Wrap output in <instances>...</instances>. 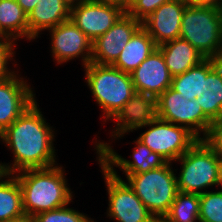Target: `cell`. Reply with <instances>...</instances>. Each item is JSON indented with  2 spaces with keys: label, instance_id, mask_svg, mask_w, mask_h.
Returning a JSON list of instances; mask_svg holds the SVG:
<instances>
[{
  "label": "cell",
  "instance_id": "30bf717a",
  "mask_svg": "<svg viewBox=\"0 0 222 222\" xmlns=\"http://www.w3.org/2000/svg\"><path fill=\"white\" fill-rule=\"evenodd\" d=\"M98 139L93 142L96 150L97 161H99L106 168L118 167L123 174L127 177L130 174H138L150 171L153 168H159L163 166L167 161L158 153L150 150L143 142L138 138L133 141L136 145L132 150L130 157L132 160H128L119 155L110 146L111 143L104 142Z\"/></svg>",
  "mask_w": 222,
  "mask_h": 222
},
{
  "label": "cell",
  "instance_id": "836d02e7",
  "mask_svg": "<svg viewBox=\"0 0 222 222\" xmlns=\"http://www.w3.org/2000/svg\"><path fill=\"white\" fill-rule=\"evenodd\" d=\"M6 222H34L33 216H30L28 214H23L20 217L10 219L9 221Z\"/></svg>",
  "mask_w": 222,
  "mask_h": 222
},
{
  "label": "cell",
  "instance_id": "2e32d148",
  "mask_svg": "<svg viewBox=\"0 0 222 222\" xmlns=\"http://www.w3.org/2000/svg\"><path fill=\"white\" fill-rule=\"evenodd\" d=\"M187 5L186 0H171L158 7L142 22V27L157 46L180 38L182 15Z\"/></svg>",
  "mask_w": 222,
  "mask_h": 222
},
{
  "label": "cell",
  "instance_id": "52a82bcc",
  "mask_svg": "<svg viewBox=\"0 0 222 222\" xmlns=\"http://www.w3.org/2000/svg\"><path fill=\"white\" fill-rule=\"evenodd\" d=\"M108 194L107 217L116 222H157L133 189L115 168H106L99 161Z\"/></svg>",
  "mask_w": 222,
  "mask_h": 222
},
{
  "label": "cell",
  "instance_id": "9a60e30c",
  "mask_svg": "<svg viewBox=\"0 0 222 222\" xmlns=\"http://www.w3.org/2000/svg\"><path fill=\"white\" fill-rule=\"evenodd\" d=\"M157 117L156 98L145 93L135 92L128 102L111 119V140L123 138L126 133L144 128Z\"/></svg>",
  "mask_w": 222,
  "mask_h": 222
},
{
  "label": "cell",
  "instance_id": "f546056e",
  "mask_svg": "<svg viewBox=\"0 0 222 222\" xmlns=\"http://www.w3.org/2000/svg\"><path fill=\"white\" fill-rule=\"evenodd\" d=\"M206 140L222 156V118L213 123L211 132Z\"/></svg>",
  "mask_w": 222,
  "mask_h": 222
},
{
  "label": "cell",
  "instance_id": "7402d4cb",
  "mask_svg": "<svg viewBox=\"0 0 222 222\" xmlns=\"http://www.w3.org/2000/svg\"><path fill=\"white\" fill-rule=\"evenodd\" d=\"M0 36L28 40V16L16 0H0Z\"/></svg>",
  "mask_w": 222,
  "mask_h": 222
},
{
  "label": "cell",
  "instance_id": "ba28073f",
  "mask_svg": "<svg viewBox=\"0 0 222 222\" xmlns=\"http://www.w3.org/2000/svg\"><path fill=\"white\" fill-rule=\"evenodd\" d=\"M157 117L187 128L198 139H207L213 122L203 113L196 99L188 100L169 87L156 98ZM203 134V135H202Z\"/></svg>",
  "mask_w": 222,
  "mask_h": 222
},
{
  "label": "cell",
  "instance_id": "ffe728a7",
  "mask_svg": "<svg viewBox=\"0 0 222 222\" xmlns=\"http://www.w3.org/2000/svg\"><path fill=\"white\" fill-rule=\"evenodd\" d=\"M157 48L163 54L172 77L183 74L205 59L197 49L182 38L165 42Z\"/></svg>",
  "mask_w": 222,
  "mask_h": 222
},
{
  "label": "cell",
  "instance_id": "3957f363",
  "mask_svg": "<svg viewBox=\"0 0 222 222\" xmlns=\"http://www.w3.org/2000/svg\"><path fill=\"white\" fill-rule=\"evenodd\" d=\"M85 82L98 104L104 122L111 120L135 93L131 74L112 65L90 62L84 67Z\"/></svg>",
  "mask_w": 222,
  "mask_h": 222
},
{
  "label": "cell",
  "instance_id": "d6986e66",
  "mask_svg": "<svg viewBox=\"0 0 222 222\" xmlns=\"http://www.w3.org/2000/svg\"><path fill=\"white\" fill-rule=\"evenodd\" d=\"M220 62L205 58L183 74L172 77L171 88L188 100L199 98L208 87V73Z\"/></svg>",
  "mask_w": 222,
  "mask_h": 222
},
{
  "label": "cell",
  "instance_id": "9c48e42d",
  "mask_svg": "<svg viewBox=\"0 0 222 222\" xmlns=\"http://www.w3.org/2000/svg\"><path fill=\"white\" fill-rule=\"evenodd\" d=\"M145 127L138 139L167 162H175L199 139L187 128L156 117ZM173 161V162H172Z\"/></svg>",
  "mask_w": 222,
  "mask_h": 222
},
{
  "label": "cell",
  "instance_id": "4dcf8cb0",
  "mask_svg": "<svg viewBox=\"0 0 222 222\" xmlns=\"http://www.w3.org/2000/svg\"><path fill=\"white\" fill-rule=\"evenodd\" d=\"M188 4L203 5V6H216L222 8V0H186Z\"/></svg>",
  "mask_w": 222,
  "mask_h": 222
},
{
  "label": "cell",
  "instance_id": "8992f818",
  "mask_svg": "<svg viewBox=\"0 0 222 222\" xmlns=\"http://www.w3.org/2000/svg\"><path fill=\"white\" fill-rule=\"evenodd\" d=\"M171 162L159 168L138 174H130L126 182L143 202L148 211L161 221L169 212L179 190L177 177Z\"/></svg>",
  "mask_w": 222,
  "mask_h": 222
},
{
  "label": "cell",
  "instance_id": "d6a6232c",
  "mask_svg": "<svg viewBox=\"0 0 222 222\" xmlns=\"http://www.w3.org/2000/svg\"><path fill=\"white\" fill-rule=\"evenodd\" d=\"M104 3L121 7L125 12L131 7L133 0H100Z\"/></svg>",
  "mask_w": 222,
  "mask_h": 222
},
{
  "label": "cell",
  "instance_id": "5b68a950",
  "mask_svg": "<svg viewBox=\"0 0 222 222\" xmlns=\"http://www.w3.org/2000/svg\"><path fill=\"white\" fill-rule=\"evenodd\" d=\"M221 159L222 156L206 139H199L176 160L181 163V171L176 176L178 190L202 194L208 188L218 187Z\"/></svg>",
  "mask_w": 222,
  "mask_h": 222
},
{
  "label": "cell",
  "instance_id": "603a6c76",
  "mask_svg": "<svg viewBox=\"0 0 222 222\" xmlns=\"http://www.w3.org/2000/svg\"><path fill=\"white\" fill-rule=\"evenodd\" d=\"M23 214L22 192L18 179L14 174L0 172V222Z\"/></svg>",
  "mask_w": 222,
  "mask_h": 222
},
{
  "label": "cell",
  "instance_id": "e0dca14e",
  "mask_svg": "<svg viewBox=\"0 0 222 222\" xmlns=\"http://www.w3.org/2000/svg\"><path fill=\"white\" fill-rule=\"evenodd\" d=\"M135 92L145 93L158 98L171 87L172 76L161 51L156 48L131 73Z\"/></svg>",
  "mask_w": 222,
  "mask_h": 222
},
{
  "label": "cell",
  "instance_id": "5bb4252c",
  "mask_svg": "<svg viewBox=\"0 0 222 222\" xmlns=\"http://www.w3.org/2000/svg\"><path fill=\"white\" fill-rule=\"evenodd\" d=\"M18 73L0 81V134L36 101L35 90Z\"/></svg>",
  "mask_w": 222,
  "mask_h": 222
},
{
  "label": "cell",
  "instance_id": "8fae6325",
  "mask_svg": "<svg viewBox=\"0 0 222 222\" xmlns=\"http://www.w3.org/2000/svg\"><path fill=\"white\" fill-rule=\"evenodd\" d=\"M47 31H49L51 37L50 51L58 65L75 58H81L84 67L91 62L92 40L71 19Z\"/></svg>",
  "mask_w": 222,
  "mask_h": 222
},
{
  "label": "cell",
  "instance_id": "1f68e13d",
  "mask_svg": "<svg viewBox=\"0 0 222 222\" xmlns=\"http://www.w3.org/2000/svg\"><path fill=\"white\" fill-rule=\"evenodd\" d=\"M16 1L27 15L34 9V7L39 2V0H16Z\"/></svg>",
  "mask_w": 222,
  "mask_h": 222
},
{
  "label": "cell",
  "instance_id": "83f0119b",
  "mask_svg": "<svg viewBox=\"0 0 222 222\" xmlns=\"http://www.w3.org/2000/svg\"><path fill=\"white\" fill-rule=\"evenodd\" d=\"M15 42L5 36H0V81L6 80L16 71L8 67L9 61L15 62ZM9 68V69H8Z\"/></svg>",
  "mask_w": 222,
  "mask_h": 222
},
{
  "label": "cell",
  "instance_id": "d4e9b609",
  "mask_svg": "<svg viewBox=\"0 0 222 222\" xmlns=\"http://www.w3.org/2000/svg\"><path fill=\"white\" fill-rule=\"evenodd\" d=\"M161 222H199V194L179 191Z\"/></svg>",
  "mask_w": 222,
  "mask_h": 222
},
{
  "label": "cell",
  "instance_id": "e575fe53",
  "mask_svg": "<svg viewBox=\"0 0 222 222\" xmlns=\"http://www.w3.org/2000/svg\"><path fill=\"white\" fill-rule=\"evenodd\" d=\"M69 7L80 4L81 2H85L86 0H64Z\"/></svg>",
  "mask_w": 222,
  "mask_h": 222
},
{
  "label": "cell",
  "instance_id": "ac0fdd59",
  "mask_svg": "<svg viewBox=\"0 0 222 222\" xmlns=\"http://www.w3.org/2000/svg\"><path fill=\"white\" fill-rule=\"evenodd\" d=\"M27 16L28 40L33 41L42 31L54 28L70 19V7L64 0H39Z\"/></svg>",
  "mask_w": 222,
  "mask_h": 222
},
{
  "label": "cell",
  "instance_id": "f1b7e54d",
  "mask_svg": "<svg viewBox=\"0 0 222 222\" xmlns=\"http://www.w3.org/2000/svg\"><path fill=\"white\" fill-rule=\"evenodd\" d=\"M171 0H133L131 7L127 10L130 16L136 20L143 22L158 7Z\"/></svg>",
  "mask_w": 222,
  "mask_h": 222
},
{
  "label": "cell",
  "instance_id": "7c38bea8",
  "mask_svg": "<svg viewBox=\"0 0 222 222\" xmlns=\"http://www.w3.org/2000/svg\"><path fill=\"white\" fill-rule=\"evenodd\" d=\"M124 13L121 7L100 0H86L70 7L71 21L92 42L106 33Z\"/></svg>",
  "mask_w": 222,
  "mask_h": 222
},
{
  "label": "cell",
  "instance_id": "d590c367",
  "mask_svg": "<svg viewBox=\"0 0 222 222\" xmlns=\"http://www.w3.org/2000/svg\"><path fill=\"white\" fill-rule=\"evenodd\" d=\"M218 187L222 190V159L220 163V172H219V184Z\"/></svg>",
  "mask_w": 222,
  "mask_h": 222
},
{
  "label": "cell",
  "instance_id": "7a4b0ae2",
  "mask_svg": "<svg viewBox=\"0 0 222 222\" xmlns=\"http://www.w3.org/2000/svg\"><path fill=\"white\" fill-rule=\"evenodd\" d=\"M63 166L25 169L15 173L22 192L24 214L55 210L73 202Z\"/></svg>",
  "mask_w": 222,
  "mask_h": 222
},
{
  "label": "cell",
  "instance_id": "cb8c5ba5",
  "mask_svg": "<svg viewBox=\"0 0 222 222\" xmlns=\"http://www.w3.org/2000/svg\"><path fill=\"white\" fill-rule=\"evenodd\" d=\"M196 101L203 113L214 123L222 118V61L208 73V87Z\"/></svg>",
  "mask_w": 222,
  "mask_h": 222
},
{
  "label": "cell",
  "instance_id": "44dd1931",
  "mask_svg": "<svg viewBox=\"0 0 222 222\" xmlns=\"http://www.w3.org/2000/svg\"><path fill=\"white\" fill-rule=\"evenodd\" d=\"M156 48L152 37L141 27L126 43L112 66L131 74Z\"/></svg>",
  "mask_w": 222,
  "mask_h": 222
},
{
  "label": "cell",
  "instance_id": "4fadbf2b",
  "mask_svg": "<svg viewBox=\"0 0 222 222\" xmlns=\"http://www.w3.org/2000/svg\"><path fill=\"white\" fill-rule=\"evenodd\" d=\"M142 27V22L125 12L103 35L92 42L91 62L112 65L126 43Z\"/></svg>",
  "mask_w": 222,
  "mask_h": 222
},
{
  "label": "cell",
  "instance_id": "484cf974",
  "mask_svg": "<svg viewBox=\"0 0 222 222\" xmlns=\"http://www.w3.org/2000/svg\"><path fill=\"white\" fill-rule=\"evenodd\" d=\"M199 222H222V190L199 194Z\"/></svg>",
  "mask_w": 222,
  "mask_h": 222
},
{
  "label": "cell",
  "instance_id": "6da1fadb",
  "mask_svg": "<svg viewBox=\"0 0 222 222\" xmlns=\"http://www.w3.org/2000/svg\"><path fill=\"white\" fill-rule=\"evenodd\" d=\"M37 100L0 134L14 155L13 163L0 162V172L15 174L25 169L57 165L54 147L55 129L43 117Z\"/></svg>",
  "mask_w": 222,
  "mask_h": 222
},
{
  "label": "cell",
  "instance_id": "277c9868",
  "mask_svg": "<svg viewBox=\"0 0 222 222\" xmlns=\"http://www.w3.org/2000/svg\"><path fill=\"white\" fill-rule=\"evenodd\" d=\"M180 38L204 58L222 61V8L188 4L182 15Z\"/></svg>",
  "mask_w": 222,
  "mask_h": 222
},
{
  "label": "cell",
  "instance_id": "4316f807",
  "mask_svg": "<svg viewBox=\"0 0 222 222\" xmlns=\"http://www.w3.org/2000/svg\"><path fill=\"white\" fill-rule=\"evenodd\" d=\"M34 222H96L85 213L68 207V205L33 216Z\"/></svg>",
  "mask_w": 222,
  "mask_h": 222
}]
</instances>
